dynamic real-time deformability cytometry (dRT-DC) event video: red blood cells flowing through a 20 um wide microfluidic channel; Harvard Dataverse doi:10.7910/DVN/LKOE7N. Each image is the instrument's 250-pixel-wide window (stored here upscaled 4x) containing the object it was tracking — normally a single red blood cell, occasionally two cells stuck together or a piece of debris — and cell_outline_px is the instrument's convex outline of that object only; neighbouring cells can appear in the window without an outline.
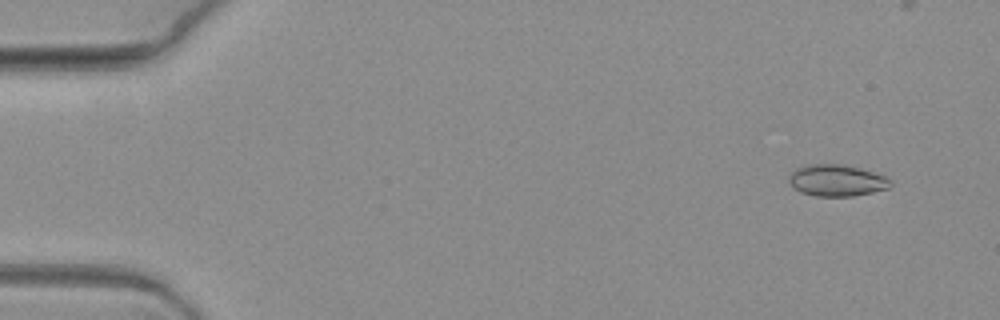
{"species": "common noctule bat (a hibernating species)", "species_latin": "Nyctalus noctula", "temperature_condition": "warm", "stored_images_in_passage": 8, "camera_frame_rate_fps": 3000, "um_per_image_px": 0.085, "animal": {"sex": "female", "body_mass_g": 19.3, "forearm_length_mm": 54.1}, "frame": {"image": 1, "passage_image": 2, "time_ms": 0.333, "image_size_px": [1000, 320], "cell_outline_px": [[892, 184], [888, 188], [872, 192], [852, 196], [816, 196], [800, 192], [792, 188], [788, 180], [788, 176], [796, 168], [804, 164], [840, 164], [860, 168], [884, 176], [892, 180]], "centroid_in_image_um": [71.07, 15.33], "position_along_channel_um": 13.9, "area_um2": 18.79}}
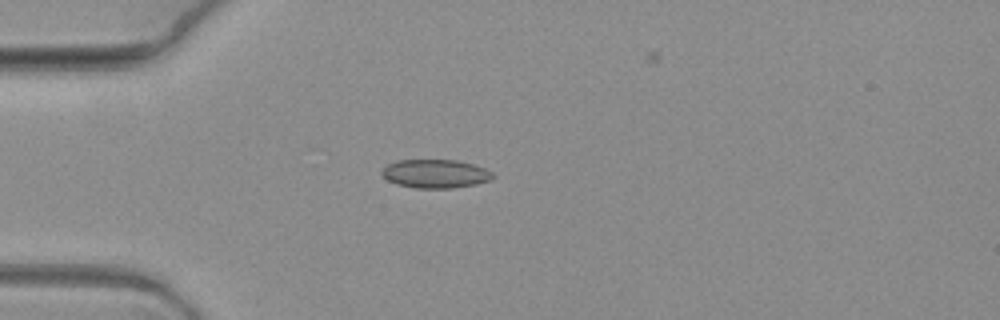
{"frame": {"image": 2, "passage_image": 6, "time_ms": 1.667, "image_size_px": [1000, 320], "cell_outline_px": [[496, 176], [492, 180], [476, 184], [452, 188], [416, 188], [396, 184], [388, 180], [380, 172], [388, 164], [396, 160], [456, 160], [472, 164], [484, 168], [492, 172]], "centroid_in_image_um": [37.03, 14.77], "position_along_channel_um": 48.0, "area_um2": 18.5}}
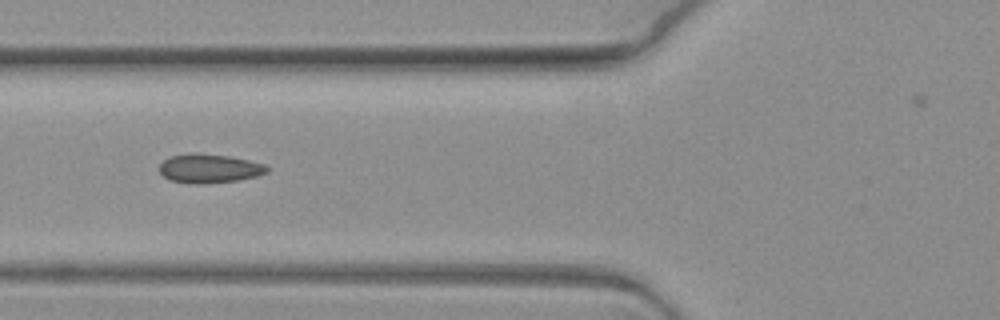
{"frame": {"image": 3, "passage_image": 8, "time_ms": 2.333, "image_size_px": [1000, 320], "cell_outline_px": [[268, 172], [256, 176], [236, 180], [208, 184], [188, 184], [168, 180], [160, 172], [160, 164], [164, 160], [172, 156], [228, 156], [248, 160], [264, 164], [268, 168]], "centroid_in_image_um": [17.8, 14.39], "position_along_channel_um": 108.0, "area_um2": 17.4}}